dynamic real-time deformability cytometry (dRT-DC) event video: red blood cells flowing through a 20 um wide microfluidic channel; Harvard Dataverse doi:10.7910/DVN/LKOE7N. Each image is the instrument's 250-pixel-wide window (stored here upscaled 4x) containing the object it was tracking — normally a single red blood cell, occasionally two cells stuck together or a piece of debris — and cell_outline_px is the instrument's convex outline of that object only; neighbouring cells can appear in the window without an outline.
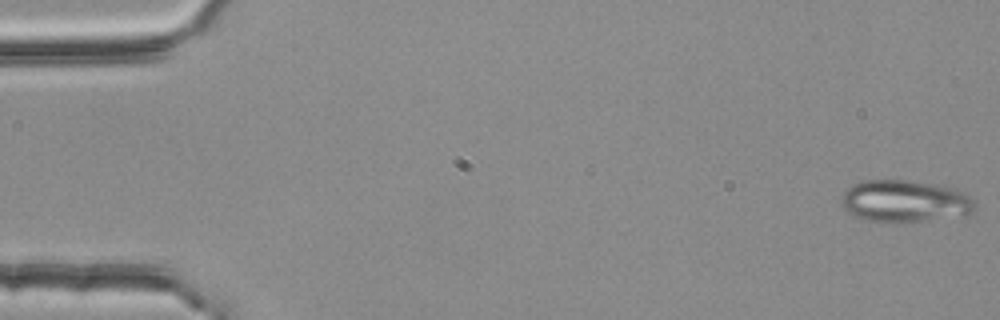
{"species": "common noctule bat (a hibernating species)", "species_latin": "Nyctalus noctula", "temperature_condition": "room temperature", "stored_images_in_passage": 4, "camera_frame_rate_fps": 3000, "um_per_image_px": 0.085, "animal": {"sex": "female", "body_mass_g": 25.1}, "frame": {"image": 1, "passage_image": 1, "time_ms": 0.0, "image_size_px": [1000, 320], "cell_outline_px": [[976, 208], [972, 212], [964, 216], [884, 224], [868, 220], [856, 216], [848, 212], [844, 208], [844, 192], [852, 184], [864, 180], [908, 180], [936, 184], [960, 188], [976, 204]], "centroid_in_image_um": [76.97, 17.1], "position_along_channel_um": 8.0, "area_um2": 33.0}}